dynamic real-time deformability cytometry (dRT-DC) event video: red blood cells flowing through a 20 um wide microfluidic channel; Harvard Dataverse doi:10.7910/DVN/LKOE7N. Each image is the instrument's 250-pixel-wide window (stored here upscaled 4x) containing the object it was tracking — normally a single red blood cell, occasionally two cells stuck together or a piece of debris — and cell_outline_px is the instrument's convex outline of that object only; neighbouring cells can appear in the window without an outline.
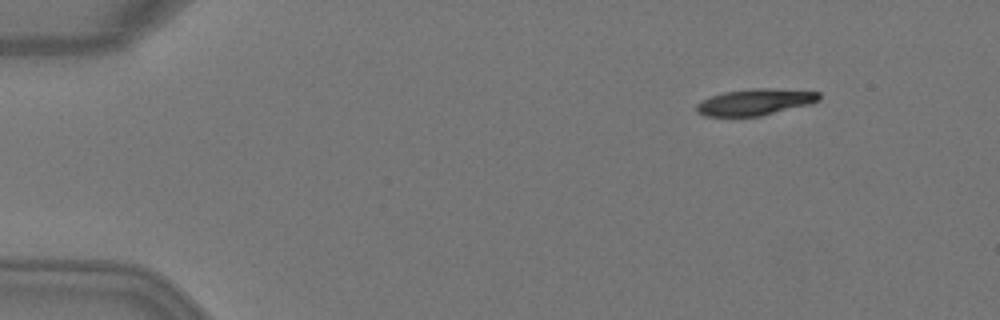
{"species": "Egyptian fruit bat (a non-hibernating species)", "species_latin": "Rousettus aegyptiacus", "temperature_condition": "warm", "stored_images_in_passage": 6, "camera_frame_rate_fps": 3000, "um_per_image_px": 0.085, "animal": {"sex": "female"}, "frame": {"image": 1, "passage_image": 2, "time_ms": 0.333, "image_size_px": [1000, 320], "cell_outline_px": [[820, 100], [812, 104], [760, 116], [704, 116], [696, 112], [696, 104], [712, 96], [724, 92], [752, 88], [768, 88], [820, 92]], "centroid_in_image_um": [64.21, 8.68], "position_along_channel_um": 20.8, "area_um2": 18.84}}